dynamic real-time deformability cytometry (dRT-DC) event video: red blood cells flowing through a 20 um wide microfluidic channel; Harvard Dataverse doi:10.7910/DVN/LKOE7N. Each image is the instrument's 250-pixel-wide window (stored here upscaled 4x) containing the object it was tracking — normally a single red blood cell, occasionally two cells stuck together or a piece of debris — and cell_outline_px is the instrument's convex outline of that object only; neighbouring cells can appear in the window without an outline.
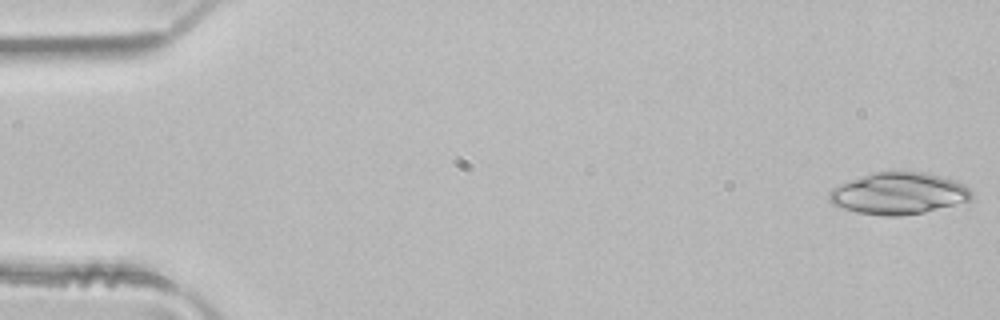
{"species": "common noctule bat (a hibernating species)", "species_latin": "Nyctalus noctula", "temperature_condition": "room temperature", "stored_images_in_passage": 4, "camera_frame_rate_fps": 3000, "um_per_image_px": 0.085, "animal": {"sex": "male", "body_mass_g": 21.5, "forearm_length_mm": 52.0}, "frame": {"image": 1, "passage_image": 1, "time_ms": 0.0, "image_size_px": [1000, 320], "cell_outline_px": [[972, 200], [968, 204], [924, 212], [900, 216], [884, 216], [856, 212], [832, 204], [828, 200], [828, 192], [832, 188], [840, 184], [872, 172], [924, 172], [940, 176], [964, 184], [972, 192]], "centroid_in_image_um": [76.44, 16.46], "position_along_channel_um": 8.6, "area_um2": 35.03}}
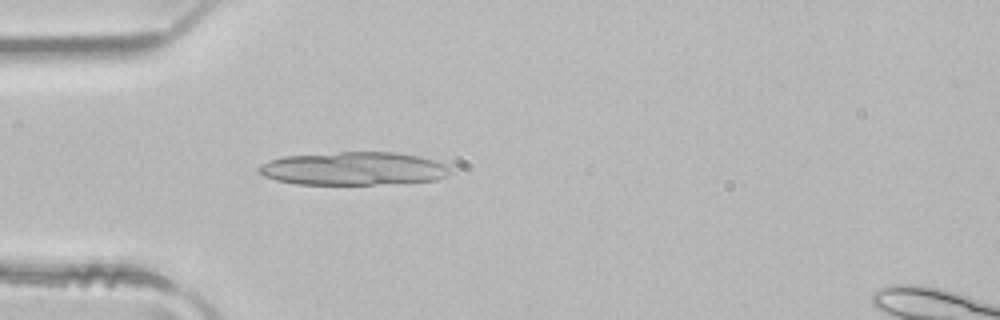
{"frame": {"image": 2, "passage_image": 4, "time_ms": 1.0, "image_size_px": [1000, 320], "cell_outline_px": [[452, 172], [436, 180], [372, 184], [296, 184], [276, 180], [264, 176], [256, 168], [260, 164], [268, 160], [284, 156], [340, 152], [396, 152], [420, 156], [436, 160], [448, 164], [452, 168]], "centroid_in_image_um": [30.07, 14.32], "position_along_channel_um": 54.9, "area_um2": 37.17}}